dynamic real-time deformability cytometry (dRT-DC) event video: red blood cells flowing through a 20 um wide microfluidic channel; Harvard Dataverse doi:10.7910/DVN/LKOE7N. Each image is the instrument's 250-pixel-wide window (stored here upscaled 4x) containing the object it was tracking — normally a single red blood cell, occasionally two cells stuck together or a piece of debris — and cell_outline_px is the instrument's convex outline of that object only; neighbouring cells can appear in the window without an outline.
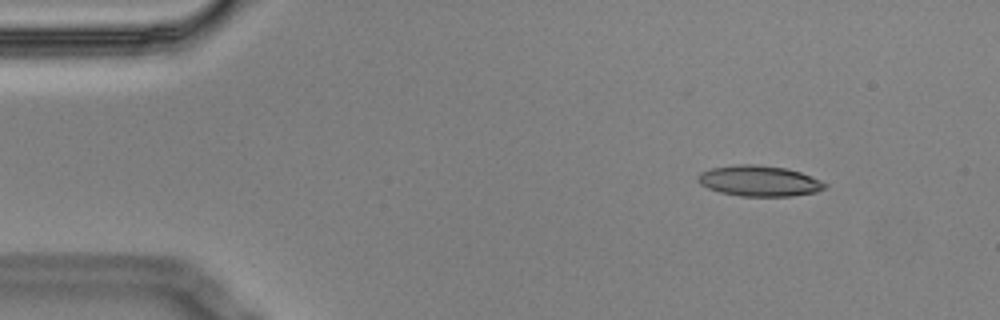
{"species": "Egyptian fruit bat (a non-hibernating species)", "species_latin": "Rousettus aegyptiacus", "temperature_condition": "cold", "stored_images_in_passage": 10, "camera_frame_rate_fps": 3000, "um_per_image_px": 0.085, "animal": {"sex": "male"}, "frame": {"image": 1, "passage_image": 1, "time_ms": 0.0, "image_size_px": [1000, 320], "cell_outline_px": [[828, 184], [824, 188], [816, 192], [792, 196], [740, 196], [720, 192], [708, 188], [700, 184], [696, 180], [696, 176], [700, 172], [712, 168], [740, 164], [756, 164], [784, 168], [800, 172], [820, 180]], "centroid_in_image_um": [64.5, 15.38], "position_along_channel_um": 20.5, "area_um2": 22.66}}
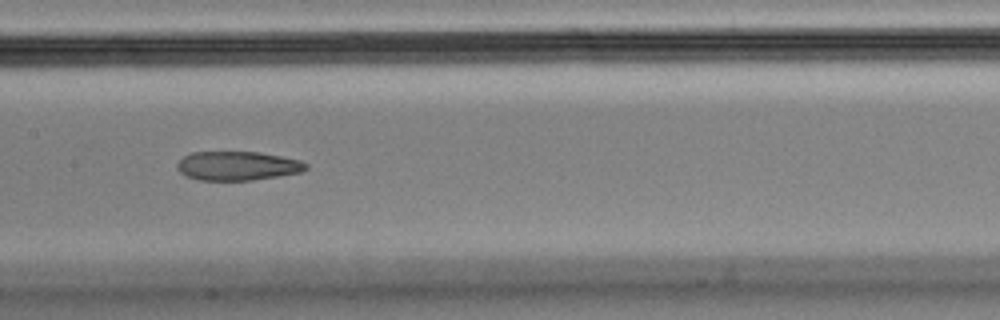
{"frame": {"image": 2, "passage_image": 7, "time_ms": 2.0, "image_size_px": [1000, 320], "cell_outline_px": [[308, 168], [300, 172], [252, 180], [200, 180], [188, 176], [180, 172], [176, 168], [176, 164], [184, 156], [192, 152], [260, 152], [300, 160], [308, 164]], "centroid_in_image_um": [20.18, 14.09], "position_along_channel_um": 187.2, "area_um2": 21.62}}
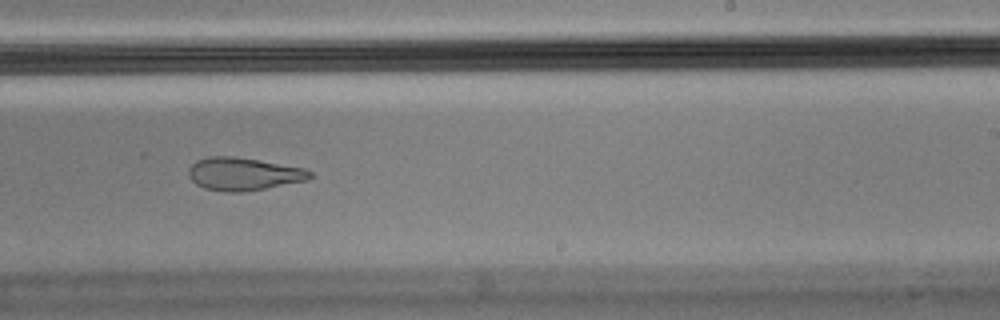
{"frame": {"image": 3, "passage_image": 9, "time_ms": 2.667, "image_size_px": [1000, 320], "cell_outline_px": [[312, 176], [308, 180], [244, 192], [224, 192], [204, 188], [196, 184], [188, 176], [188, 168], [196, 160], [208, 156], [236, 156], [304, 168], [312, 172]], "centroid_in_image_um": [20.67, 14.78], "position_along_channel_um": 268.3, "area_um2": 23.35}}